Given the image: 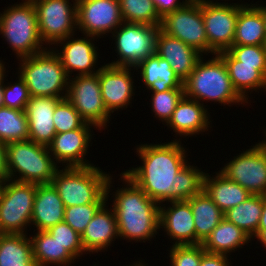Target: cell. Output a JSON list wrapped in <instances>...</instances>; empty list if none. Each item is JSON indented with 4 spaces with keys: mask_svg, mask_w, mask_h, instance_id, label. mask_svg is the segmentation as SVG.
Listing matches in <instances>:
<instances>
[{
    "mask_svg": "<svg viewBox=\"0 0 266 266\" xmlns=\"http://www.w3.org/2000/svg\"><path fill=\"white\" fill-rule=\"evenodd\" d=\"M144 263H145L144 260L143 261L139 260V261H135L131 265H126V266H148V263H145V264Z\"/></svg>",
    "mask_w": 266,
    "mask_h": 266,
    "instance_id": "51",
    "label": "cell"
},
{
    "mask_svg": "<svg viewBox=\"0 0 266 266\" xmlns=\"http://www.w3.org/2000/svg\"><path fill=\"white\" fill-rule=\"evenodd\" d=\"M3 83L0 84V107H3Z\"/></svg>",
    "mask_w": 266,
    "mask_h": 266,
    "instance_id": "52",
    "label": "cell"
},
{
    "mask_svg": "<svg viewBox=\"0 0 266 266\" xmlns=\"http://www.w3.org/2000/svg\"><path fill=\"white\" fill-rule=\"evenodd\" d=\"M36 187L37 184L7 178L3 180L0 190V233L28 234Z\"/></svg>",
    "mask_w": 266,
    "mask_h": 266,
    "instance_id": "8",
    "label": "cell"
},
{
    "mask_svg": "<svg viewBox=\"0 0 266 266\" xmlns=\"http://www.w3.org/2000/svg\"><path fill=\"white\" fill-rule=\"evenodd\" d=\"M0 266H36L27 234L0 233Z\"/></svg>",
    "mask_w": 266,
    "mask_h": 266,
    "instance_id": "32",
    "label": "cell"
},
{
    "mask_svg": "<svg viewBox=\"0 0 266 266\" xmlns=\"http://www.w3.org/2000/svg\"><path fill=\"white\" fill-rule=\"evenodd\" d=\"M18 78V79H17ZM17 80L6 83L3 82V103L5 107L25 111L27 103L31 98L29 89L24 80L19 76Z\"/></svg>",
    "mask_w": 266,
    "mask_h": 266,
    "instance_id": "41",
    "label": "cell"
},
{
    "mask_svg": "<svg viewBox=\"0 0 266 266\" xmlns=\"http://www.w3.org/2000/svg\"><path fill=\"white\" fill-rule=\"evenodd\" d=\"M188 162L175 176V201L188 200L203 191L205 172Z\"/></svg>",
    "mask_w": 266,
    "mask_h": 266,
    "instance_id": "36",
    "label": "cell"
},
{
    "mask_svg": "<svg viewBox=\"0 0 266 266\" xmlns=\"http://www.w3.org/2000/svg\"><path fill=\"white\" fill-rule=\"evenodd\" d=\"M109 197L105 192L95 203L65 207L64 221L82 235L94 215L110 199Z\"/></svg>",
    "mask_w": 266,
    "mask_h": 266,
    "instance_id": "37",
    "label": "cell"
},
{
    "mask_svg": "<svg viewBox=\"0 0 266 266\" xmlns=\"http://www.w3.org/2000/svg\"><path fill=\"white\" fill-rule=\"evenodd\" d=\"M195 224V245L202 244L224 219V212L202 191L187 200Z\"/></svg>",
    "mask_w": 266,
    "mask_h": 266,
    "instance_id": "29",
    "label": "cell"
},
{
    "mask_svg": "<svg viewBox=\"0 0 266 266\" xmlns=\"http://www.w3.org/2000/svg\"><path fill=\"white\" fill-rule=\"evenodd\" d=\"M159 27L123 22L113 33L114 49L118 59L112 66L136 67L142 60L155 53L156 35Z\"/></svg>",
    "mask_w": 266,
    "mask_h": 266,
    "instance_id": "10",
    "label": "cell"
},
{
    "mask_svg": "<svg viewBox=\"0 0 266 266\" xmlns=\"http://www.w3.org/2000/svg\"><path fill=\"white\" fill-rule=\"evenodd\" d=\"M32 1L38 22V32L45 46L75 35L77 30V0Z\"/></svg>",
    "mask_w": 266,
    "mask_h": 266,
    "instance_id": "9",
    "label": "cell"
},
{
    "mask_svg": "<svg viewBox=\"0 0 266 266\" xmlns=\"http://www.w3.org/2000/svg\"><path fill=\"white\" fill-rule=\"evenodd\" d=\"M155 52L169 62L182 81L192 73L197 62L203 57L198 50L164 33L160 28L156 35Z\"/></svg>",
    "mask_w": 266,
    "mask_h": 266,
    "instance_id": "20",
    "label": "cell"
},
{
    "mask_svg": "<svg viewBox=\"0 0 266 266\" xmlns=\"http://www.w3.org/2000/svg\"><path fill=\"white\" fill-rule=\"evenodd\" d=\"M257 230H266V196H263V209Z\"/></svg>",
    "mask_w": 266,
    "mask_h": 266,
    "instance_id": "47",
    "label": "cell"
},
{
    "mask_svg": "<svg viewBox=\"0 0 266 266\" xmlns=\"http://www.w3.org/2000/svg\"><path fill=\"white\" fill-rule=\"evenodd\" d=\"M58 97H31L27 103L25 112L28 119L29 140L37 144L48 146L56 130L53 122V114Z\"/></svg>",
    "mask_w": 266,
    "mask_h": 266,
    "instance_id": "22",
    "label": "cell"
},
{
    "mask_svg": "<svg viewBox=\"0 0 266 266\" xmlns=\"http://www.w3.org/2000/svg\"><path fill=\"white\" fill-rule=\"evenodd\" d=\"M218 55L226 64L234 89L246 102L249 101L250 90V94L260 89L266 91V65L242 64L227 50L219 52Z\"/></svg>",
    "mask_w": 266,
    "mask_h": 266,
    "instance_id": "25",
    "label": "cell"
},
{
    "mask_svg": "<svg viewBox=\"0 0 266 266\" xmlns=\"http://www.w3.org/2000/svg\"><path fill=\"white\" fill-rule=\"evenodd\" d=\"M0 12V35L4 37L17 59L47 49L38 32L36 11L32 2L9 5Z\"/></svg>",
    "mask_w": 266,
    "mask_h": 266,
    "instance_id": "6",
    "label": "cell"
},
{
    "mask_svg": "<svg viewBox=\"0 0 266 266\" xmlns=\"http://www.w3.org/2000/svg\"><path fill=\"white\" fill-rule=\"evenodd\" d=\"M184 95V88H172L168 91L152 92L150 96L152 113H155L154 116L161 120L163 124H167Z\"/></svg>",
    "mask_w": 266,
    "mask_h": 266,
    "instance_id": "39",
    "label": "cell"
},
{
    "mask_svg": "<svg viewBox=\"0 0 266 266\" xmlns=\"http://www.w3.org/2000/svg\"><path fill=\"white\" fill-rule=\"evenodd\" d=\"M266 138V136H264ZM237 154L219 172L252 195L266 196V139Z\"/></svg>",
    "mask_w": 266,
    "mask_h": 266,
    "instance_id": "13",
    "label": "cell"
},
{
    "mask_svg": "<svg viewBox=\"0 0 266 266\" xmlns=\"http://www.w3.org/2000/svg\"><path fill=\"white\" fill-rule=\"evenodd\" d=\"M28 119L25 111L0 107V142L28 140Z\"/></svg>",
    "mask_w": 266,
    "mask_h": 266,
    "instance_id": "34",
    "label": "cell"
},
{
    "mask_svg": "<svg viewBox=\"0 0 266 266\" xmlns=\"http://www.w3.org/2000/svg\"><path fill=\"white\" fill-rule=\"evenodd\" d=\"M205 173L203 191L225 213L230 208L244 202L252 194L237 182L226 178L222 173Z\"/></svg>",
    "mask_w": 266,
    "mask_h": 266,
    "instance_id": "28",
    "label": "cell"
},
{
    "mask_svg": "<svg viewBox=\"0 0 266 266\" xmlns=\"http://www.w3.org/2000/svg\"><path fill=\"white\" fill-rule=\"evenodd\" d=\"M180 138L135 147L142 164L122 173L158 204L175 201V176L189 162Z\"/></svg>",
    "mask_w": 266,
    "mask_h": 266,
    "instance_id": "1",
    "label": "cell"
},
{
    "mask_svg": "<svg viewBox=\"0 0 266 266\" xmlns=\"http://www.w3.org/2000/svg\"><path fill=\"white\" fill-rule=\"evenodd\" d=\"M202 18L204 21L208 48L214 53L228 50L235 36L238 18V3L202 0Z\"/></svg>",
    "mask_w": 266,
    "mask_h": 266,
    "instance_id": "14",
    "label": "cell"
},
{
    "mask_svg": "<svg viewBox=\"0 0 266 266\" xmlns=\"http://www.w3.org/2000/svg\"><path fill=\"white\" fill-rule=\"evenodd\" d=\"M135 69L149 92L184 88L183 81L174 72L169 62L159 57L156 52L142 60Z\"/></svg>",
    "mask_w": 266,
    "mask_h": 266,
    "instance_id": "26",
    "label": "cell"
},
{
    "mask_svg": "<svg viewBox=\"0 0 266 266\" xmlns=\"http://www.w3.org/2000/svg\"><path fill=\"white\" fill-rule=\"evenodd\" d=\"M118 180L124 187L110 193L114 178L111 175L106 184V193L113 197L111 208L114 210L119 238L128 242H146L159 234L160 204L153 201L142 189L121 173ZM113 179V181H112ZM123 179V180H122ZM125 183V184H124Z\"/></svg>",
    "mask_w": 266,
    "mask_h": 266,
    "instance_id": "2",
    "label": "cell"
},
{
    "mask_svg": "<svg viewBox=\"0 0 266 266\" xmlns=\"http://www.w3.org/2000/svg\"><path fill=\"white\" fill-rule=\"evenodd\" d=\"M171 246L170 250H167L171 263L169 266H200L202 254L205 251L202 244Z\"/></svg>",
    "mask_w": 266,
    "mask_h": 266,
    "instance_id": "42",
    "label": "cell"
},
{
    "mask_svg": "<svg viewBox=\"0 0 266 266\" xmlns=\"http://www.w3.org/2000/svg\"><path fill=\"white\" fill-rule=\"evenodd\" d=\"M29 237L36 266H71L76 261V258L47 231H36L34 236Z\"/></svg>",
    "mask_w": 266,
    "mask_h": 266,
    "instance_id": "31",
    "label": "cell"
},
{
    "mask_svg": "<svg viewBox=\"0 0 266 266\" xmlns=\"http://www.w3.org/2000/svg\"><path fill=\"white\" fill-rule=\"evenodd\" d=\"M123 22L160 27L162 17L152 0H119Z\"/></svg>",
    "mask_w": 266,
    "mask_h": 266,
    "instance_id": "35",
    "label": "cell"
},
{
    "mask_svg": "<svg viewBox=\"0 0 266 266\" xmlns=\"http://www.w3.org/2000/svg\"><path fill=\"white\" fill-rule=\"evenodd\" d=\"M3 180L4 179L2 177H0V190H1V186H2Z\"/></svg>",
    "mask_w": 266,
    "mask_h": 266,
    "instance_id": "53",
    "label": "cell"
},
{
    "mask_svg": "<svg viewBox=\"0 0 266 266\" xmlns=\"http://www.w3.org/2000/svg\"><path fill=\"white\" fill-rule=\"evenodd\" d=\"M74 36L75 35H71L66 39L58 41L56 46H59L60 50L57 49L58 47H51L59 56L62 66L69 77H72V73L74 72L77 73L76 75L99 72L100 67L97 70L94 68L98 64V58H100L98 56L100 55L97 52V46L93 43L94 40L98 38L88 35H83L84 37L81 38H75Z\"/></svg>",
    "mask_w": 266,
    "mask_h": 266,
    "instance_id": "17",
    "label": "cell"
},
{
    "mask_svg": "<svg viewBox=\"0 0 266 266\" xmlns=\"http://www.w3.org/2000/svg\"><path fill=\"white\" fill-rule=\"evenodd\" d=\"M106 204L109 203L98 210L81 235L86 254L106 251L113 241L119 239L114 210Z\"/></svg>",
    "mask_w": 266,
    "mask_h": 266,
    "instance_id": "23",
    "label": "cell"
},
{
    "mask_svg": "<svg viewBox=\"0 0 266 266\" xmlns=\"http://www.w3.org/2000/svg\"><path fill=\"white\" fill-rule=\"evenodd\" d=\"M232 45H266V28L255 4H238V18Z\"/></svg>",
    "mask_w": 266,
    "mask_h": 266,
    "instance_id": "27",
    "label": "cell"
},
{
    "mask_svg": "<svg viewBox=\"0 0 266 266\" xmlns=\"http://www.w3.org/2000/svg\"><path fill=\"white\" fill-rule=\"evenodd\" d=\"M65 206L52 184H41L36 187L31 226L35 231H46L64 221Z\"/></svg>",
    "mask_w": 266,
    "mask_h": 266,
    "instance_id": "24",
    "label": "cell"
},
{
    "mask_svg": "<svg viewBox=\"0 0 266 266\" xmlns=\"http://www.w3.org/2000/svg\"><path fill=\"white\" fill-rule=\"evenodd\" d=\"M133 68V69H132ZM134 70V71H133ZM135 67L112 66L104 64L99 70L101 94L107 111L113 114L120 109H126L135 94ZM135 87V89H134Z\"/></svg>",
    "mask_w": 266,
    "mask_h": 266,
    "instance_id": "16",
    "label": "cell"
},
{
    "mask_svg": "<svg viewBox=\"0 0 266 266\" xmlns=\"http://www.w3.org/2000/svg\"><path fill=\"white\" fill-rule=\"evenodd\" d=\"M18 61L17 73L26 83L31 97L66 98L70 77L52 48Z\"/></svg>",
    "mask_w": 266,
    "mask_h": 266,
    "instance_id": "4",
    "label": "cell"
},
{
    "mask_svg": "<svg viewBox=\"0 0 266 266\" xmlns=\"http://www.w3.org/2000/svg\"><path fill=\"white\" fill-rule=\"evenodd\" d=\"M161 17L174 10L180 9L188 0H152Z\"/></svg>",
    "mask_w": 266,
    "mask_h": 266,
    "instance_id": "45",
    "label": "cell"
},
{
    "mask_svg": "<svg viewBox=\"0 0 266 266\" xmlns=\"http://www.w3.org/2000/svg\"><path fill=\"white\" fill-rule=\"evenodd\" d=\"M53 122L56 133L75 129H92V127L97 129L95 125L87 123L66 98L57 103L53 114Z\"/></svg>",
    "mask_w": 266,
    "mask_h": 266,
    "instance_id": "38",
    "label": "cell"
},
{
    "mask_svg": "<svg viewBox=\"0 0 266 266\" xmlns=\"http://www.w3.org/2000/svg\"><path fill=\"white\" fill-rule=\"evenodd\" d=\"M262 12V16L264 18V22H265V28H266V5L263 4H255Z\"/></svg>",
    "mask_w": 266,
    "mask_h": 266,
    "instance_id": "50",
    "label": "cell"
},
{
    "mask_svg": "<svg viewBox=\"0 0 266 266\" xmlns=\"http://www.w3.org/2000/svg\"><path fill=\"white\" fill-rule=\"evenodd\" d=\"M6 158L7 179L37 185L51 184L61 167L53 160L48 146L29 139L7 143Z\"/></svg>",
    "mask_w": 266,
    "mask_h": 266,
    "instance_id": "5",
    "label": "cell"
},
{
    "mask_svg": "<svg viewBox=\"0 0 266 266\" xmlns=\"http://www.w3.org/2000/svg\"><path fill=\"white\" fill-rule=\"evenodd\" d=\"M203 58L197 62L195 69L183 81L185 96L202 105L204 102L212 101L231 107V104L244 106L251 102H246L234 89L226 64L218 54L207 61Z\"/></svg>",
    "mask_w": 266,
    "mask_h": 266,
    "instance_id": "3",
    "label": "cell"
},
{
    "mask_svg": "<svg viewBox=\"0 0 266 266\" xmlns=\"http://www.w3.org/2000/svg\"><path fill=\"white\" fill-rule=\"evenodd\" d=\"M248 243H251V238L224 218L202 245L207 252L230 256L232 252L243 248Z\"/></svg>",
    "mask_w": 266,
    "mask_h": 266,
    "instance_id": "30",
    "label": "cell"
},
{
    "mask_svg": "<svg viewBox=\"0 0 266 266\" xmlns=\"http://www.w3.org/2000/svg\"><path fill=\"white\" fill-rule=\"evenodd\" d=\"M200 102L183 96L177 107L173 111L171 119L166 124L175 133L177 137H192L208 131L211 121V115Z\"/></svg>",
    "mask_w": 266,
    "mask_h": 266,
    "instance_id": "21",
    "label": "cell"
},
{
    "mask_svg": "<svg viewBox=\"0 0 266 266\" xmlns=\"http://www.w3.org/2000/svg\"><path fill=\"white\" fill-rule=\"evenodd\" d=\"M91 129H75L63 133H56L52 142L48 145L49 152L56 161L65 167L93 166L86 160L89 145L92 141Z\"/></svg>",
    "mask_w": 266,
    "mask_h": 266,
    "instance_id": "18",
    "label": "cell"
},
{
    "mask_svg": "<svg viewBox=\"0 0 266 266\" xmlns=\"http://www.w3.org/2000/svg\"><path fill=\"white\" fill-rule=\"evenodd\" d=\"M257 242L259 241L262 246L266 249V230H257L255 237Z\"/></svg>",
    "mask_w": 266,
    "mask_h": 266,
    "instance_id": "48",
    "label": "cell"
},
{
    "mask_svg": "<svg viewBox=\"0 0 266 266\" xmlns=\"http://www.w3.org/2000/svg\"><path fill=\"white\" fill-rule=\"evenodd\" d=\"M69 79L66 99L78 111L80 116L102 131L107 128L111 114L107 111L99 82V72L75 75Z\"/></svg>",
    "mask_w": 266,
    "mask_h": 266,
    "instance_id": "11",
    "label": "cell"
},
{
    "mask_svg": "<svg viewBox=\"0 0 266 266\" xmlns=\"http://www.w3.org/2000/svg\"><path fill=\"white\" fill-rule=\"evenodd\" d=\"M263 209V196L251 195L244 202L224 213V218L244 231L252 241L256 235Z\"/></svg>",
    "mask_w": 266,
    "mask_h": 266,
    "instance_id": "33",
    "label": "cell"
},
{
    "mask_svg": "<svg viewBox=\"0 0 266 266\" xmlns=\"http://www.w3.org/2000/svg\"><path fill=\"white\" fill-rule=\"evenodd\" d=\"M63 248L68 250L76 259L85 255L81 235L62 221L46 230Z\"/></svg>",
    "mask_w": 266,
    "mask_h": 266,
    "instance_id": "40",
    "label": "cell"
},
{
    "mask_svg": "<svg viewBox=\"0 0 266 266\" xmlns=\"http://www.w3.org/2000/svg\"><path fill=\"white\" fill-rule=\"evenodd\" d=\"M225 254L210 253L204 251L201 258L200 266H230L231 260ZM230 260V261H229Z\"/></svg>",
    "mask_w": 266,
    "mask_h": 266,
    "instance_id": "44",
    "label": "cell"
},
{
    "mask_svg": "<svg viewBox=\"0 0 266 266\" xmlns=\"http://www.w3.org/2000/svg\"><path fill=\"white\" fill-rule=\"evenodd\" d=\"M227 51L242 64L266 65V45H232Z\"/></svg>",
    "mask_w": 266,
    "mask_h": 266,
    "instance_id": "43",
    "label": "cell"
},
{
    "mask_svg": "<svg viewBox=\"0 0 266 266\" xmlns=\"http://www.w3.org/2000/svg\"><path fill=\"white\" fill-rule=\"evenodd\" d=\"M111 176L97 167H65L57 169L51 184L65 207L95 203L105 192Z\"/></svg>",
    "mask_w": 266,
    "mask_h": 266,
    "instance_id": "7",
    "label": "cell"
},
{
    "mask_svg": "<svg viewBox=\"0 0 266 266\" xmlns=\"http://www.w3.org/2000/svg\"><path fill=\"white\" fill-rule=\"evenodd\" d=\"M160 204L159 228L166 232L173 245H195V224L190 203L187 200Z\"/></svg>",
    "mask_w": 266,
    "mask_h": 266,
    "instance_id": "19",
    "label": "cell"
},
{
    "mask_svg": "<svg viewBox=\"0 0 266 266\" xmlns=\"http://www.w3.org/2000/svg\"><path fill=\"white\" fill-rule=\"evenodd\" d=\"M183 43L195 48L203 55H215L208 48L204 21L202 18V0H188L180 9L165 14L159 27Z\"/></svg>",
    "mask_w": 266,
    "mask_h": 266,
    "instance_id": "12",
    "label": "cell"
},
{
    "mask_svg": "<svg viewBox=\"0 0 266 266\" xmlns=\"http://www.w3.org/2000/svg\"><path fill=\"white\" fill-rule=\"evenodd\" d=\"M1 59V58H0ZM6 67H5V63L3 62V60H0V84L3 83L5 80V77H7L6 73L8 71H6Z\"/></svg>",
    "mask_w": 266,
    "mask_h": 266,
    "instance_id": "49",
    "label": "cell"
},
{
    "mask_svg": "<svg viewBox=\"0 0 266 266\" xmlns=\"http://www.w3.org/2000/svg\"><path fill=\"white\" fill-rule=\"evenodd\" d=\"M0 177L7 178L6 144L0 142Z\"/></svg>",
    "mask_w": 266,
    "mask_h": 266,
    "instance_id": "46",
    "label": "cell"
},
{
    "mask_svg": "<svg viewBox=\"0 0 266 266\" xmlns=\"http://www.w3.org/2000/svg\"><path fill=\"white\" fill-rule=\"evenodd\" d=\"M76 4L77 29L82 35L104 37L123 23L119 0H77Z\"/></svg>",
    "mask_w": 266,
    "mask_h": 266,
    "instance_id": "15",
    "label": "cell"
}]
</instances>
